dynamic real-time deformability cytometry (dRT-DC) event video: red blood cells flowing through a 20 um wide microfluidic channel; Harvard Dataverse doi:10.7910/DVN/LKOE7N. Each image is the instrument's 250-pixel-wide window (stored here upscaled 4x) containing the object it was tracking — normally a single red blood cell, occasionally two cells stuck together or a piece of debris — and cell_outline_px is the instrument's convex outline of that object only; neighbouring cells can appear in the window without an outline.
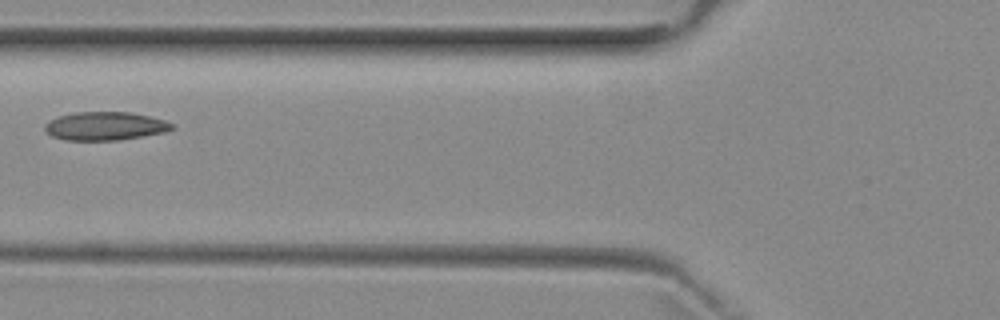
{"species": "common noctule bat (a hibernating species)", "species_latin": "Nyctalus noctula", "temperature_condition": "room temperature", "stored_images_in_passage": 3, "camera_frame_rate_fps": 3000, "um_per_image_px": 0.085, "animal": {"sex": "female", "body_mass_g": 29.2, "forearm_length_mm": 56.3}, "frame": {"image": 1, "passage_image": 3, "time_ms": 2.0, "image_size_px": [1000, 320], "cell_outline_px": [[176, 128], [164, 132], [144, 136], [116, 140], [68, 140], [52, 136], [44, 128], [44, 124], [48, 120], [60, 116], [76, 112], [128, 112], [148, 116], [164, 120], [176, 124]], "centroid_in_image_um": [8.96, 10.71], "position_along_channel_um": 116.8, "area_um2": 20.98}}